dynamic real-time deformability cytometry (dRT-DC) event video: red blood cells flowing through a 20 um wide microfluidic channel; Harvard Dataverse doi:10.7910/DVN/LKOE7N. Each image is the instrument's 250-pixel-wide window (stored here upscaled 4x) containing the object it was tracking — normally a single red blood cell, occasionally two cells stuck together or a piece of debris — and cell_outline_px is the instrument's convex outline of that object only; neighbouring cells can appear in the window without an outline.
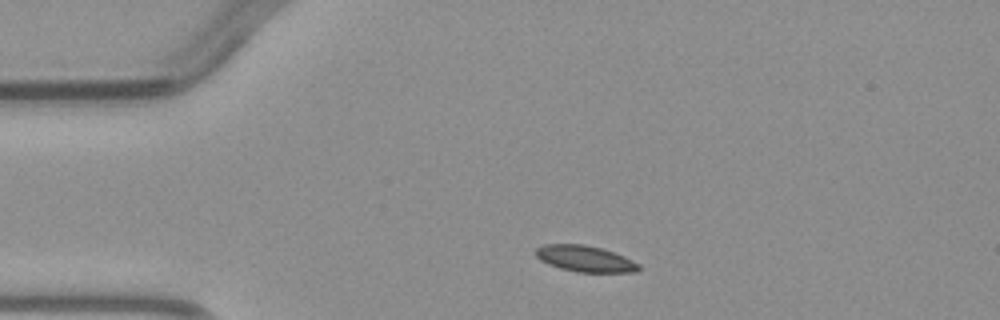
{"species": "common noctule bat (a hibernating species)", "species_latin": "Nyctalus noctula", "temperature_condition": "warm", "stored_images_in_passage": 1, "camera_frame_rate_fps": 3000, "um_per_image_px": 0.085, "animal": {"sex": "male", "body_mass_g": 23.1, "forearm_length_mm": 52.7}, "frame": {"image": 1, "passage_image": 1, "time_ms": 0.0, "image_size_px": [1000, 320], "cell_outline_px": [[640, 268], [636, 272], [576, 272], [560, 268], [548, 264], [540, 260], [536, 256], [536, 248], [544, 244], [584, 244], [600, 248], [624, 256], [640, 264]], "centroid_in_image_um": [49.72, 21.99], "position_along_channel_um": 35.3, "area_um2": 15.66}}